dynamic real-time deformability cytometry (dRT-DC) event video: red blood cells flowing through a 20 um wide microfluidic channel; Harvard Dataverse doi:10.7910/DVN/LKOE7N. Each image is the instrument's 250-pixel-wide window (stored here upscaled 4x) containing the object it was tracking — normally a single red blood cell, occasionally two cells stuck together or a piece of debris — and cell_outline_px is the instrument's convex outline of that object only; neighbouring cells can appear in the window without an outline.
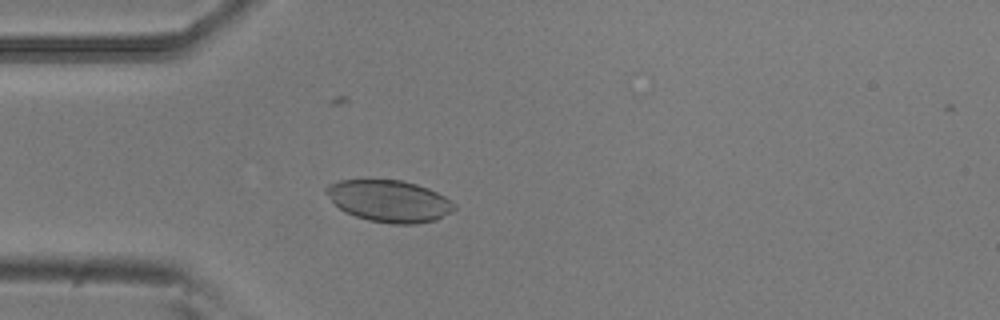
{"species": "common noctule bat (a hibernating species)", "species_latin": "Nyctalus noctula", "temperature_condition": "room temperature", "stored_images_in_passage": 55, "camera_frame_rate_fps": 3000, "um_per_image_px": 0.085, "animal": {"sex": "male", "body_mass_g": 20.5, "forearm_length_mm": 52.5}, "frame": {"image": 1, "passage_image": 15, "time_ms": 4.667, "image_size_px": [1000, 320], "cell_outline_px": [[456, 208], [452, 212], [436, 220], [416, 224], [392, 224], [368, 220], [344, 212], [324, 192], [324, 188], [328, 184], [340, 180], [400, 180], [416, 184], [428, 188], [444, 196], [456, 204]], "centroid_in_image_um": [33.09, 17.09], "position_along_channel_um": 51.9, "area_um2": 31.21}}
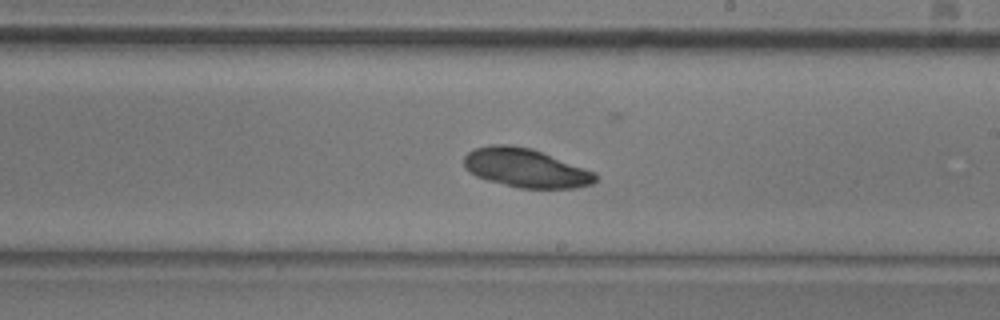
{"frame": {"image": 2, "passage_image": 31, "time_ms": 10.0, "image_size_px": [1000, 320], "cell_outline_px": [[600, 176], [592, 184], [576, 188], [520, 188], [488, 180], [476, 176], [464, 168], [464, 156], [468, 152], [476, 148], [492, 144], [512, 144], [532, 148], [596, 172]], "centroid_in_image_um": [44.71, 14.27], "position_along_channel_um": 244.3, "area_um2": 29.94}}
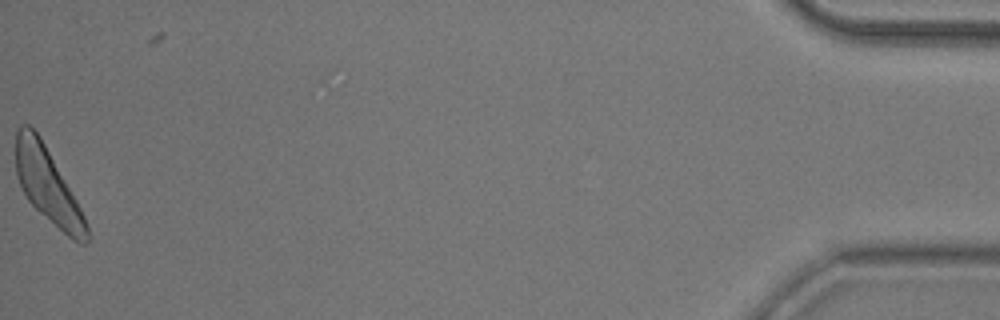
{"frame": {"image": 3, "passage_image": 54, "time_ms": 17.667, "image_size_px": [1000, 320], "cell_outline_px": [[92, 236], [84, 244], [80, 244], [72, 240], [40, 212], [28, 200], [16, 176], [16, 128], [20, 124], [28, 124], [40, 136], [76, 200], [88, 224]], "centroid_in_image_um": [4.07, 15.78], "position_along_channel_um": 431.1, "area_um2": 30.52}, "authors_computed_cell_mechanics": {"area_um2": 29.8826, "velocity_mm_per_s": 3.7329, "shape_relaxation_time_tau1_ms": null, "shape_relaxation_time_tau2_ms": 4.7066, "deformation_change_tau1": null, "deformation_change_tau2": 0.0764}}